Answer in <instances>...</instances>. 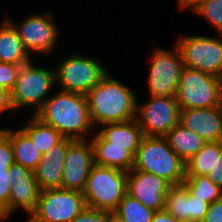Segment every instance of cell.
Here are the masks:
<instances>
[{"mask_svg": "<svg viewBox=\"0 0 222 222\" xmlns=\"http://www.w3.org/2000/svg\"><path fill=\"white\" fill-rule=\"evenodd\" d=\"M86 95L93 127L126 122L136 116L137 94L109 71Z\"/></svg>", "mask_w": 222, "mask_h": 222, "instance_id": "6da1fadb", "label": "cell"}, {"mask_svg": "<svg viewBox=\"0 0 222 222\" xmlns=\"http://www.w3.org/2000/svg\"><path fill=\"white\" fill-rule=\"evenodd\" d=\"M35 116L56 129L64 138L89 139L94 129L88 112L87 95L58 90ZM90 133V134H89Z\"/></svg>", "mask_w": 222, "mask_h": 222, "instance_id": "7a4b0ae2", "label": "cell"}, {"mask_svg": "<svg viewBox=\"0 0 222 222\" xmlns=\"http://www.w3.org/2000/svg\"><path fill=\"white\" fill-rule=\"evenodd\" d=\"M132 169L159 176L170 186L182 184L185 179V162L160 136H143Z\"/></svg>", "mask_w": 222, "mask_h": 222, "instance_id": "3957f363", "label": "cell"}, {"mask_svg": "<svg viewBox=\"0 0 222 222\" xmlns=\"http://www.w3.org/2000/svg\"><path fill=\"white\" fill-rule=\"evenodd\" d=\"M128 172L94 164L83 189L86 207L113 212L127 194Z\"/></svg>", "mask_w": 222, "mask_h": 222, "instance_id": "277c9868", "label": "cell"}, {"mask_svg": "<svg viewBox=\"0 0 222 222\" xmlns=\"http://www.w3.org/2000/svg\"><path fill=\"white\" fill-rule=\"evenodd\" d=\"M55 84V70L39 67L32 60L20 67L15 86L10 92L15 112L32 107L35 115Z\"/></svg>", "mask_w": 222, "mask_h": 222, "instance_id": "5b68a950", "label": "cell"}, {"mask_svg": "<svg viewBox=\"0 0 222 222\" xmlns=\"http://www.w3.org/2000/svg\"><path fill=\"white\" fill-rule=\"evenodd\" d=\"M107 67L82 53L63 58L55 70V84L60 90L86 95L108 73Z\"/></svg>", "mask_w": 222, "mask_h": 222, "instance_id": "8992f818", "label": "cell"}, {"mask_svg": "<svg viewBox=\"0 0 222 222\" xmlns=\"http://www.w3.org/2000/svg\"><path fill=\"white\" fill-rule=\"evenodd\" d=\"M175 99L180 110L220 106L221 78L184 67Z\"/></svg>", "mask_w": 222, "mask_h": 222, "instance_id": "52a82bcc", "label": "cell"}, {"mask_svg": "<svg viewBox=\"0 0 222 222\" xmlns=\"http://www.w3.org/2000/svg\"><path fill=\"white\" fill-rule=\"evenodd\" d=\"M218 37L206 35L178 37L175 45L180 51L184 66L222 79V34Z\"/></svg>", "mask_w": 222, "mask_h": 222, "instance_id": "ba28073f", "label": "cell"}, {"mask_svg": "<svg viewBox=\"0 0 222 222\" xmlns=\"http://www.w3.org/2000/svg\"><path fill=\"white\" fill-rule=\"evenodd\" d=\"M85 208L81 192L62 188L46 189L40 191L29 219L32 222H72Z\"/></svg>", "mask_w": 222, "mask_h": 222, "instance_id": "9c48e42d", "label": "cell"}, {"mask_svg": "<svg viewBox=\"0 0 222 222\" xmlns=\"http://www.w3.org/2000/svg\"><path fill=\"white\" fill-rule=\"evenodd\" d=\"M147 79L149 96L175 97L184 66L179 49L154 48Z\"/></svg>", "mask_w": 222, "mask_h": 222, "instance_id": "30bf717a", "label": "cell"}, {"mask_svg": "<svg viewBox=\"0 0 222 222\" xmlns=\"http://www.w3.org/2000/svg\"><path fill=\"white\" fill-rule=\"evenodd\" d=\"M4 18L14 27L30 56L32 52L43 55L54 52L60 36V27H57L52 13H33L23 19L22 23H16L6 15Z\"/></svg>", "mask_w": 222, "mask_h": 222, "instance_id": "8fae6325", "label": "cell"}, {"mask_svg": "<svg viewBox=\"0 0 222 222\" xmlns=\"http://www.w3.org/2000/svg\"><path fill=\"white\" fill-rule=\"evenodd\" d=\"M138 102L135 119L143 135L165 137L179 123L180 108L175 97L150 96L147 102Z\"/></svg>", "mask_w": 222, "mask_h": 222, "instance_id": "7c38bea8", "label": "cell"}, {"mask_svg": "<svg viewBox=\"0 0 222 222\" xmlns=\"http://www.w3.org/2000/svg\"><path fill=\"white\" fill-rule=\"evenodd\" d=\"M87 139L71 140L67 146L61 188L83 192L94 165V150Z\"/></svg>", "mask_w": 222, "mask_h": 222, "instance_id": "4fadbf2b", "label": "cell"}, {"mask_svg": "<svg viewBox=\"0 0 222 222\" xmlns=\"http://www.w3.org/2000/svg\"><path fill=\"white\" fill-rule=\"evenodd\" d=\"M9 172L12 177L9 204L0 212V215L9 219L19 208L30 215L35 210L40 193L34 172L17 163L12 164Z\"/></svg>", "mask_w": 222, "mask_h": 222, "instance_id": "5bb4252c", "label": "cell"}, {"mask_svg": "<svg viewBox=\"0 0 222 222\" xmlns=\"http://www.w3.org/2000/svg\"><path fill=\"white\" fill-rule=\"evenodd\" d=\"M169 186L152 173L131 169L127 174V194L154 211L164 209Z\"/></svg>", "mask_w": 222, "mask_h": 222, "instance_id": "9a60e30c", "label": "cell"}, {"mask_svg": "<svg viewBox=\"0 0 222 222\" xmlns=\"http://www.w3.org/2000/svg\"><path fill=\"white\" fill-rule=\"evenodd\" d=\"M179 123L207 142L222 141V107L181 109Z\"/></svg>", "mask_w": 222, "mask_h": 222, "instance_id": "2e32d148", "label": "cell"}, {"mask_svg": "<svg viewBox=\"0 0 222 222\" xmlns=\"http://www.w3.org/2000/svg\"><path fill=\"white\" fill-rule=\"evenodd\" d=\"M71 140L70 138H64L46 154L42 155V159L33 171L40 191L61 188L65 155Z\"/></svg>", "mask_w": 222, "mask_h": 222, "instance_id": "e0dca14e", "label": "cell"}, {"mask_svg": "<svg viewBox=\"0 0 222 222\" xmlns=\"http://www.w3.org/2000/svg\"><path fill=\"white\" fill-rule=\"evenodd\" d=\"M97 131L106 141L107 147L124 148L134 157L143 138V132L136 119L109 123Z\"/></svg>", "mask_w": 222, "mask_h": 222, "instance_id": "ac0fdd59", "label": "cell"}, {"mask_svg": "<svg viewBox=\"0 0 222 222\" xmlns=\"http://www.w3.org/2000/svg\"><path fill=\"white\" fill-rule=\"evenodd\" d=\"M94 164L129 172L134 165V156L124 148L107 147V141L97 132L92 133Z\"/></svg>", "mask_w": 222, "mask_h": 222, "instance_id": "d6986e66", "label": "cell"}, {"mask_svg": "<svg viewBox=\"0 0 222 222\" xmlns=\"http://www.w3.org/2000/svg\"><path fill=\"white\" fill-rule=\"evenodd\" d=\"M31 59L16 30L4 18L0 24V62L23 66Z\"/></svg>", "mask_w": 222, "mask_h": 222, "instance_id": "ffe728a7", "label": "cell"}, {"mask_svg": "<svg viewBox=\"0 0 222 222\" xmlns=\"http://www.w3.org/2000/svg\"><path fill=\"white\" fill-rule=\"evenodd\" d=\"M0 130L10 139L13 147L14 163L34 171L42 159L39 152L31 139L21 130L0 128Z\"/></svg>", "mask_w": 222, "mask_h": 222, "instance_id": "44dd1931", "label": "cell"}, {"mask_svg": "<svg viewBox=\"0 0 222 222\" xmlns=\"http://www.w3.org/2000/svg\"><path fill=\"white\" fill-rule=\"evenodd\" d=\"M171 149L184 161L187 162L197 154L207 143L206 140L194 133L182 124H176L165 136Z\"/></svg>", "mask_w": 222, "mask_h": 222, "instance_id": "7402d4cb", "label": "cell"}, {"mask_svg": "<svg viewBox=\"0 0 222 222\" xmlns=\"http://www.w3.org/2000/svg\"><path fill=\"white\" fill-rule=\"evenodd\" d=\"M20 129L31 139L42 155L64 139L56 129L45 124L34 114L27 124Z\"/></svg>", "mask_w": 222, "mask_h": 222, "instance_id": "603a6c76", "label": "cell"}, {"mask_svg": "<svg viewBox=\"0 0 222 222\" xmlns=\"http://www.w3.org/2000/svg\"><path fill=\"white\" fill-rule=\"evenodd\" d=\"M221 151L222 141L207 142L197 154L185 162V176H206L213 168Z\"/></svg>", "mask_w": 222, "mask_h": 222, "instance_id": "cb8c5ba5", "label": "cell"}, {"mask_svg": "<svg viewBox=\"0 0 222 222\" xmlns=\"http://www.w3.org/2000/svg\"><path fill=\"white\" fill-rule=\"evenodd\" d=\"M183 184L193 197L208 204L222 198V189L207 176H185Z\"/></svg>", "mask_w": 222, "mask_h": 222, "instance_id": "d4e9b609", "label": "cell"}, {"mask_svg": "<svg viewBox=\"0 0 222 222\" xmlns=\"http://www.w3.org/2000/svg\"><path fill=\"white\" fill-rule=\"evenodd\" d=\"M164 209L178 222H188V190L183 183L169 186Z\"/></svg>", "mask_w": 222, "mask_h": 222, "instance_id": "484cf974", "label": "cell"}, {"mask_svg": "<svg viewBox=\"0 0 222 222\" xmlns=\"http://www.w3.org/2000/svg\"><path fill=\"white\" fill-rule=\"evenodd\" d=\"M124 222H151L154 210L147 208L137 199L126 194L114 211Z\"/></svg>", "mask_w": 222, "mask_h": 222, "instance_id": "4316f807", "label": "cell"}, {"mask_svg": "<svg viewBox=\"0 0 222 222\" xmlns=\"http://www.w3.org/2000/svg\"><path fill=\"white\" fill-rule=\"evenodd\" d=\"M194 13L206 19L217 34H222V0H206Z\"/></svg>", "mask_w": 222, "mask_h": 222, "instance_id": "83f0119b", "label": "cell"}, {"mask_svg": "<svg viewBox=\"0 0 222 222\" xmlns=\"http://www.w3.org/2000/svg\"><path fill=\"white\" fill-rule=\"evenodd\" d=\"M21 65L0 62V88L11 92L15 86Z\"/></svg>", "mask_w": 222, "mask_h": 222, "instance_id": "f1b7e54d", "label": "cell"}, {"mask_svg": "<svg viewBox=\"0 0 222 222\" xmlns=\"http://www.w3.org/2000/svg\"><path fill=\"white\" fill-rule=\"evenodd\" d=\"M12 165L0 164V212L9 204Z\"/></svg>", "mask_w": 222, "mask_h": 222, "instance_id": "f546056e", "label": "cell"}, {"mask_svg": "<svg viewBox=\"0 0 222 222\" xmlns=\"http://www.w3.org/2000/svg\"><path fill=\"white\" fill-rule=\"evenodd\" d=\"M209 205L199 198L193 197L188 191V222H201L208 211Z\"/></svg>", "mask_w": 222, "mask_h": 222, "instance_id": "4dcf8cb0", "label": "cell"}, {"mask_svg": "<svg viewBox=\"0 0 222 222\" xmlns=\"http://www.w3.org/2000/svg\"><path fill=\"white\" fill-rule=\"evenodd\" d=\"M72 222H108V211L86 207Z\"/></svg>", "mask_w": 222, "mask_h": 222, "instance_id": "1f68e13d", "label": "cell"}, {"mask_svg": "<svg viewBox=\"0 0 222 222\" xmlns=\"http://www.w3.org/2000/svg\"><path fill=\"white\" fill-rule=\"evenodd\" d=\"M14 163L13 147L10 139L0 130V164Z\"/></svg>", "mask_w": 222, "mask_h": 222, "instance_id": "d6a6232c", "label": "cell"}, {"mask_svg": "<svg viewBox=\"0 0 222 222\" xmlns=\"http://www.w3.org/2000/svg\"><path fill=\"white\" fill-rule=\"evenodd\" d=\"M201 222H222V198L209 205L208 211Z\"/></svg>", "mask_w": 222, "mask_h": 222, "instance_id": "836d02e7", "label": "cell"}, {"mask_svg": "<svg viewBox=\"0 0 222 222\" xmlns=\"http://www.w3.org/2000/svg\"><path fill=\"white\" fill-rule=\"evenodd\" d=\"M212 182L222 189V151L211 171L206 175Z\"/></svg>", "mask_w": 222, "mask_h": 222, "instance_id": "e575fe53", "label": "cell"}, {"mask_svg": "<svg viewBox=\"0 0 222 222\" xmlns=\"http://www.w3.org/2000/svg\"><path fill=\"white\" fill-rule=\"evenodd\" d=\"M5 113H11V115H13L15 113V110L13 109L11 103L10 92L3 88H0V115Z\"/></svg>", "mask_w": 222, "mask_h": 222, "instance_id": "d590c367", "label": "cell"}, {"mask_svg": "<svg viewBox=\"0 0 222 222\" xmlns=\"http://www.w3.org/2000/svg\"><path fill=\"white\" fill-rule=\"evenodd\" d=\"M206 0H177L179 10L189 9L194 12L199 8Z\"/></svg>", "mask_w": 222, "mask_h": 222, "instance_id": "8d00e7d4", "label": "cell"}, {"mask_svg": "<svg viewBox=\"0 0 222 222\" xmlns=\"http://www.w3.org/2000/svg\"><path fill=\"white\" fill-rule=\"evenodd\" d=\"M151 222H178L168 211L165 209L155 211Z\"/></svg>", "mask_w": 222, "mask_h": 222, "instance_id": "74e56055", "label": "cell"}, {"mask_svg": "<svg viewBox=\"0 0 222 222\" xmlns=\"http://www.w3.org/2000/svg\"><path fill=\"white\" fill-rule=\"evenodd\" d=\"M108 222H124V220L114 211H108Z\"/></svg>", "mask_w": 222, "mask_h": 222, "instance_id": "f35d334b", "label": "cell"}, {"mask_svg": "<svg viewBox=\"0 0 222 222\" xmlns=\"http://www.w3.org/2000/svg\"><path fill=\"white\" fill-rule=\"evenodd\" d=\"M7 219H8V218H5V217H3V216L0 215V222H5V221H7Z\"/></svg>", "mask_w": 222, "mask_h": 222, "instance_id": "ab89813d", "label": "cell"}, {"mask_svg": "<svg viewBox=\"0 0 222 222\" xmlns=\"http://www.w3.org/2000/svg\"><path fill=\"white\" fill-rule=\"evenodd\" d=\"M221 107H222V79H221Z\"/></svg>", "mask_w": 222, "mask_h": 222, "instance_id": "60d3db41", "label": "cell"}]
</instances>
